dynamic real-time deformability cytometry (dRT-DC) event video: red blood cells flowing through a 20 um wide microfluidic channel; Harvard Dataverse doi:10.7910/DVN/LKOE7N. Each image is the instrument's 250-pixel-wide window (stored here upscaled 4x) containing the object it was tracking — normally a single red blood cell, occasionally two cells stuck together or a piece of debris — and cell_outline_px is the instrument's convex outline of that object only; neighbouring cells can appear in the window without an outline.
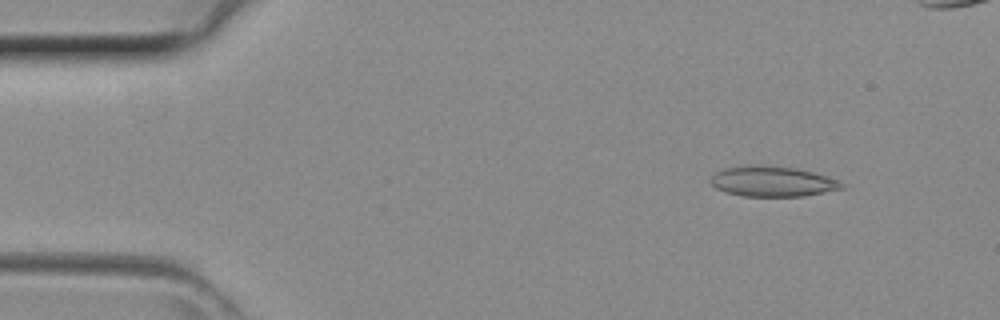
{"species": "common noctule bat (a hibernating species)", "species_latin": "Nyctalus noctula", "temperature_condition": "room temperature", "stored_images_in_passage": 35, "camera_frame_rate_fps": 3000, "um_per_image_px": 0.085, "animal": {"sex": "female", "body_mass_g": 29.2, "forearm_length_mm": 56.3}, "frame": {"image": 1, "passage_image": 1, "time_ms": 0.0, "image_size_px": [1000, 320], "cell_outline_px": [[844, 188], [800, 196], [744, 196], [724, 192], [716, 188], [708, 180], [712, 172], [720, 168], [748, 164], [756, 164], [796, 168], [828, 176], [844, 184]], "centroid_in_image_um": [65.54, 15.39], "position_along_channel_um": 19.5, "area_um2": 23.47}}
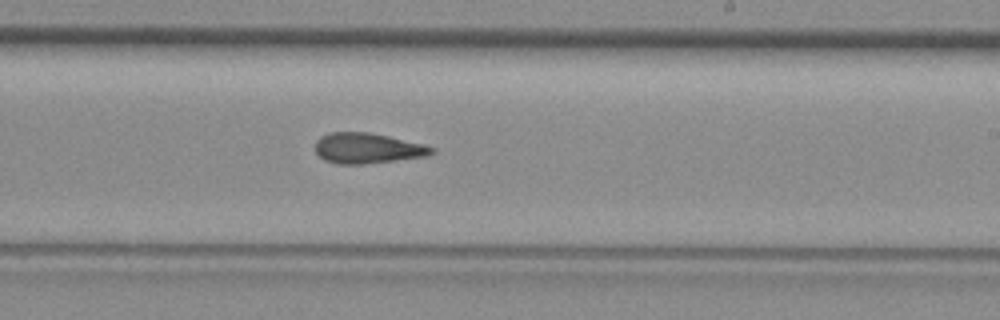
{"frame": {"image": 2, "passage_image": 21, "time_ms": 6.667, "image_size_px": [1000, 320], "cell_outline_px": [[436, 152], [428, 156], [396, 160], [360, 164], [336, 164], [324, 160], [316, 152], [316, 140], [320, 136], [328, 132], [372, 132], [424, 144], [436, 148]], "centroid_in_image_um": [31.25, 12.59], "position_along_channel_um": 257.7, "area_um2": 20.87}}
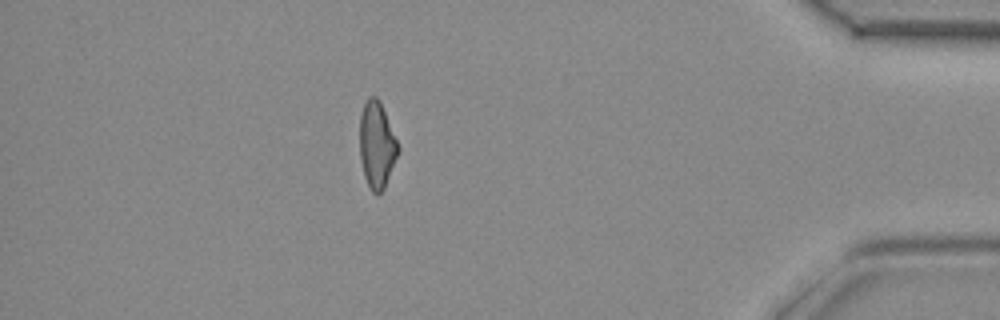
{"frame": {"image": 3, "passage_image": 33, "time_ms": 10.667, "image_size_px": [1000, 320], "cell_outline_px": [[400, 148], [384, 188], [380, 192], [372, 192], [364, 176], [360, 160], [360, 116], [364, 104], [368, 96], [376, 96], [380, 100]], "centroid_in_image_um": [32.02, 12.28], "position_along_channel_um": 403.2, "area_um2": 19.13}}